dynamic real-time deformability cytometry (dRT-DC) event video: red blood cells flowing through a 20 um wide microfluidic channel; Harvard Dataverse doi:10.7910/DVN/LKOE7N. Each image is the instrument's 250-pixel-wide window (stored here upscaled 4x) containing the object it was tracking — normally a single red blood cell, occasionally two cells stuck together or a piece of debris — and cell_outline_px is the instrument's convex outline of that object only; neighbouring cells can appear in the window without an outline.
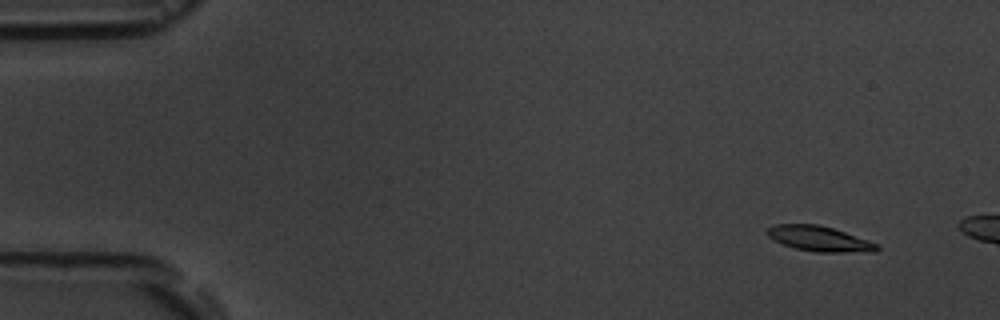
{"species": "common noctule bat (a hibernating species)", "species_latin": "Nyctalus noctula", "temperature_condition": "room temperature", "stored_images_in_passage": 4, "camera_frame_rate_fps": 3000, "um_per_image_px": 0.085, "animal": {"sex": "male", "body_mass_g": 19.5, "forearm_length_mm": 54.6}, "frame": {"image": 1, "passage_image": 2, "time_ms": 1.0, "image_size_px": [1000, 320], "cell_outline_px": [[880, 248], [876, 252], [816, 252], [796, 248], [784, 244], [768, 236], [764, 232], [768, 228], [776, 224], [816, 224], [832, 228], [880, 244]], "centroid_in_image_um": [69.68, 20.3], "position_along_channel_um": 15.3, "area_um2": 16.01}}